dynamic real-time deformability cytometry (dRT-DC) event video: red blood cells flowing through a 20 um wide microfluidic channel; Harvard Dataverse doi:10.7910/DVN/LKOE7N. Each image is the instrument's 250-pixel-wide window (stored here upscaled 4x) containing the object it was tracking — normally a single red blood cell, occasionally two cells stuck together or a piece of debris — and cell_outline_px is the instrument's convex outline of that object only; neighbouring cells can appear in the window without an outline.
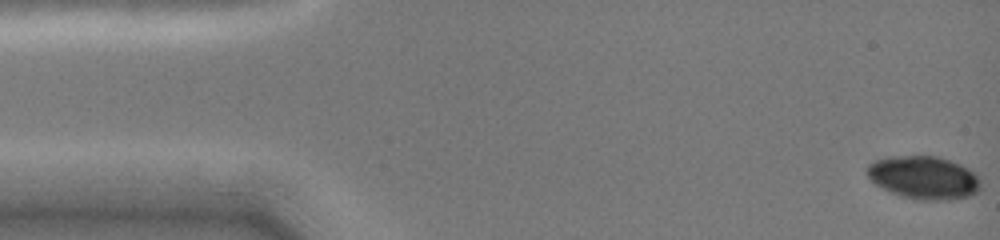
{"species": "common noctule bat (a hibernating species)", "species_latin": "Nyctalus noctula", "temperature_condition": "cold", "stored_images_in_passage": 7, "camera_frame_rate_fps": 3000, "um_per_image_px": 0.085, "animal": {"sex": "female", "body_mass_g": 19.0, "forearm_length_mm": 51.5}, "frame": {"image": 1, "passage_image": 1, "time_ms": 0.0, "image_size_px": [1000, 240], "cell_outline_px": [[980, 192], [968, 196], [952, 200], [920, 200], [900, 196], [876, 184], [868, 176], [868, 164], [876, 160], [892, 156], [936, 156], [960, 164], [968, 168], [980, 176]], "centroid_in_image_um": [78.58, 15.1], "position_along_channel_um": 6.4, "area_um2": 28.44}}
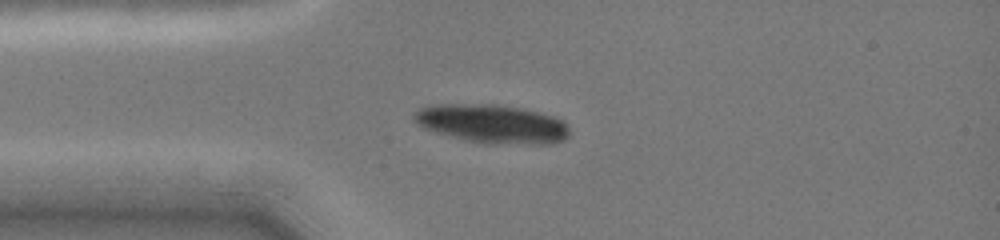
{"frame": {"image": 2, "passage_image": 5, "time_ms": 3.667, "image_size_px": [1000, 240], "cell_outline_px": [[568, 136], [564, 140], [552, 144], [484, 144], [464, 140], [436, 132], [424, 128], [416, 124], [412, 120], [412, 112], [420, 108], [432, 104], [500, 104], [540, 112], [564, 120], [568, 124]], "centroid_in_image_um": [41.81, 10.53], "position_along_channel_um": 43.2, "area_um2": 35.66}}